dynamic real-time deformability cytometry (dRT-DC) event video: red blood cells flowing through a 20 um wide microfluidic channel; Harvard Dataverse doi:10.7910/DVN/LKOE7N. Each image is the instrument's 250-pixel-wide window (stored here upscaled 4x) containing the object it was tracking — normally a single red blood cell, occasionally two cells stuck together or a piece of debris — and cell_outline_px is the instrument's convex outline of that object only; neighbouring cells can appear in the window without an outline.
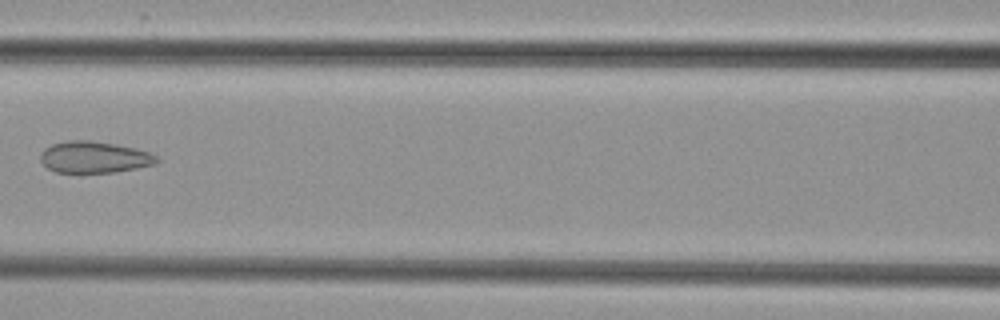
{"species": "common noctule bat (a hibernating species)", "species_latin": "Nyctalus noctula", "temperature_condition": "cold", "stored_images_in_passage": 6, "camera_frame_rate_fps": 3000, "um_per_image_px": 0.085, "animal": {"sex": "female", "body_mass_g": 29.2, "forearm_length_mm": 56.3}, "frame": {"image": 1, "passage_image": 5, "time_ms": 5.667, "image_size_px": [1000, 320], "cell_outline_px": [[160, 160], [156, 164], [116, 172], [76, 176], [56, 172], [48, 168], [40, 160], [40, 152], [44, 148], [52, 144], [68, 140], [92, 140], [116, 144], [148, 152], [156, 156]], "centroid_in_image_um": [7.95, 13.41], "position_along_channel_um": 158.7, "area_um2": 22.2}}
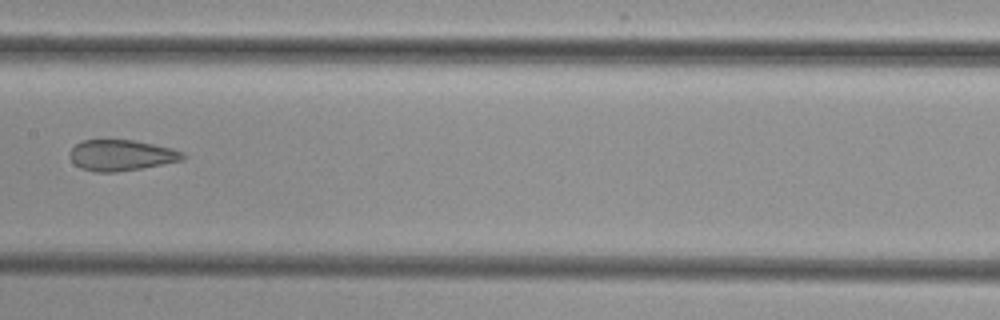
{"frame": {"image": 2, "passage_image": 6, "time_ms": 6.667, "image_size_px": [1000, 320], "cell_outline_px": [[184, 160], [140, 168], [116, 172], [96, 172], [80, 168], [68, 156], [68, 152], [76, 144], [84, 140], [132, 140], [172, 148], [184, 152]], "centroid_in_image_um": [10.29, 13.2], "position_along_channel_um": 197.1, "area_um2": 20.23}}